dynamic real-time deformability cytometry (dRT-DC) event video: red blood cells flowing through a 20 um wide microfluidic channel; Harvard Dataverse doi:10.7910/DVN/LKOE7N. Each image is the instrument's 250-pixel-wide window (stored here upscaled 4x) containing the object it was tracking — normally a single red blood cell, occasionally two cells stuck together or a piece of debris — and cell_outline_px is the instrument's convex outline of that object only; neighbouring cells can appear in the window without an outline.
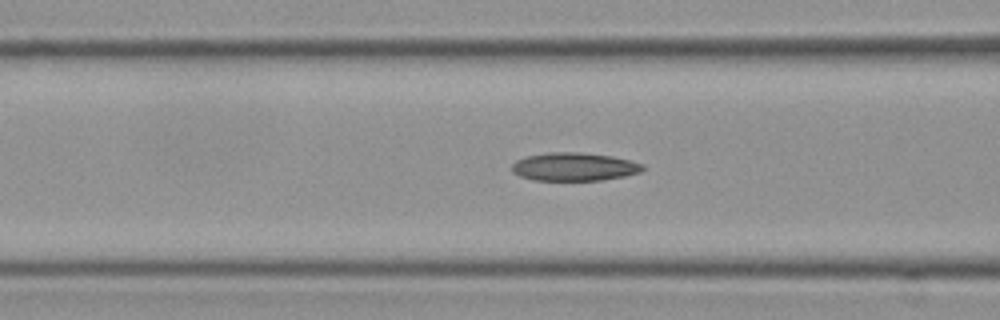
{"species": "Egyptian fruit bat (a non-hibernating species)", "species_latin": "Rousettus aegyptiacus", "temperature_condition": "cold", "stored_images_in_passage": 13, "camera_frame_rate_fps": 3000, "um_per_image_px": 0.085, "frame": {"image": 1, "passage_image": 11, "time_ms": 3.333, "image_size_px": [1000, 320], "cell_outline_px": [[644, 168], [640, 172], [624, 176], [604, 180], [532, 180], [520, 176], [512, 172], [512, 164], [516, 160], [528, 156], [548, 152], [580, 152], [612, 156], [644, 164]], "centroid_in_image_um": [48.8, 14.17], "position_along_channel_um": 117.8, "area_um2": 21.5}}